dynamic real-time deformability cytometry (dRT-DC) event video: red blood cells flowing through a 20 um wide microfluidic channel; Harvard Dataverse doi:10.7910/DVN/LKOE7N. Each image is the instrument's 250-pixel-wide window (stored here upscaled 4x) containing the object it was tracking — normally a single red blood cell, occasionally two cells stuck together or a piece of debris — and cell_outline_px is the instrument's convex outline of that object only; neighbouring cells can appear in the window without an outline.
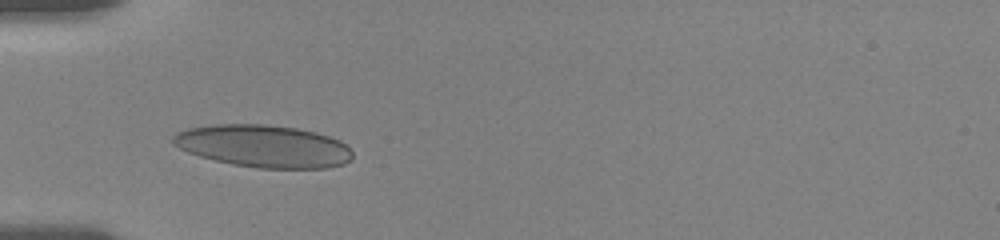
{"species": "human", "species_latin": "Homo sapiens", "temperature_condition": "room temperature", "stored_images_in_passage": 11, "camera_frame_rate_fps": 3000, "um_per_image_px": 0.085, "donor": {"sex": "female"}, "frame": {"image": 1, "passage_image": 6, "time_ms": 1.667, "image_size_px": [1000, 240], "cell_outline_px": [[352, 160], [344, 164], [328, 168], [260, 168], [232, 164], [200, 156], [188, 152], [172, 144], [172, 136], [176, 132], [188, 128], [212, 124], [264, 124], [296, 128], [316, 132], [340, 140], [352, 152]], "centroid_in_image_um": [22.39, 12.42], "position_along_channel_um": 62.6, "area_um2": 44.39}}
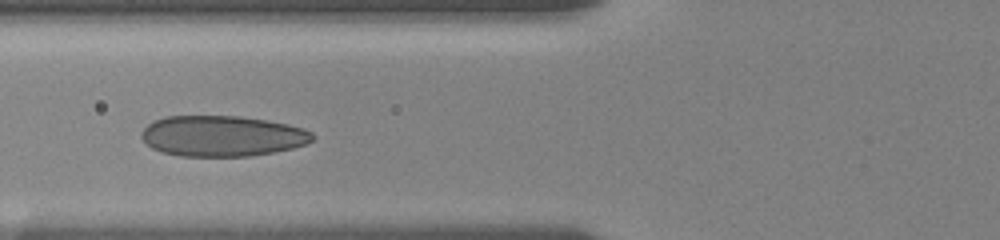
{"frame": {"image": 2, "passage_image": 8, "time_ms": 2.333, "image_size_px": [1000, 240], "cell_outline_px": [[316, 136], [312, 140], [304, 144], [292, 148], [272, 152], [248, 156], [180, 156], [164, 152], [152, 148], [140, 136], [140, 132], [152, 120], [168, 116], [240, 116], [268, 120], [288, 124], [304, 128], [312, 132]], "centroid_in_image_um": [18.88, 11.55], "position_along_channel_um": 106.9, "area_um2": 40.63}}
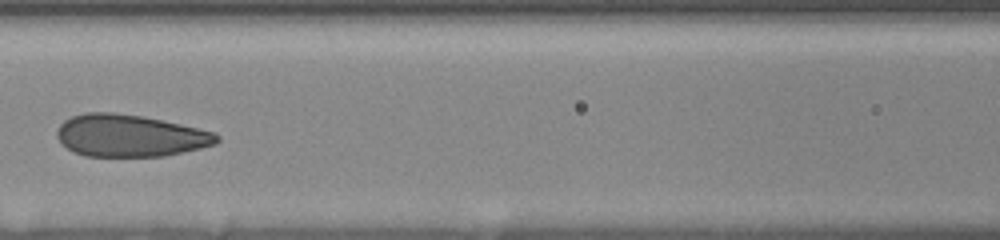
{"frame": {"image": 3, "passage_image": 10, "time_ms": 3.0, "image_size_px": [1000, 240], "cell_outline_px": [[220, 140], [216, 144], [184, 152], [164, 156], [84, 156], [72, 152], [60, 144], [56, 136], [56, 132], [60, 124], [64, 120], [72, 116], [88, 112], [112, 112], [144, 116], [216, 132], [220, 136]], "centroid_in_image_um": [11.03, 11.53], "position_along_channel_um": 155.6, "area_um2": 39.59}}